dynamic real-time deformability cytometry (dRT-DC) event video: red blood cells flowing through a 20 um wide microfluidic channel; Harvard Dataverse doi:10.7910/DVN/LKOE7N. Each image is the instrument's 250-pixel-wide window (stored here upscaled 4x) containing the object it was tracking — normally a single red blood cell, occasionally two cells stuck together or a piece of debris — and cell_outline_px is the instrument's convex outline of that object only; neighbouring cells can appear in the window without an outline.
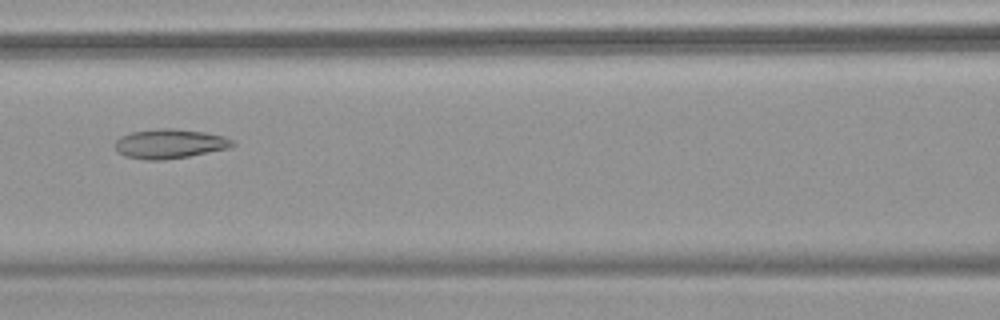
{"species": "common noctule bat (a hibernating species)", "species_latin": "Nyctalus noctula", "temperature_condition": "warm", "stored_images_in_passage": 45, "camera_frame_rate_fps": 3000, "um_per_image_px": 0.085, "animal": {"sex": "female", "body_mass_g": 18.4}, "frame": {"image": 1, "passage_image": 16, "time_ms": 5.0, "image_size_px": [1000, 320], "cell_outline_px": [[236, 144], [228, 148], [188, 156], [164, 160], [148, 160], [124, 156], [116, 152], [112, 144], [120, 136], [132, 132], [160, 128], [172, 128], [204, 132], [224, 136], [232, 140]], "centroid_in_image_um": [14.36, 12.22], "position_along_channel_um": 152.2, "area_um2": 20.23}}
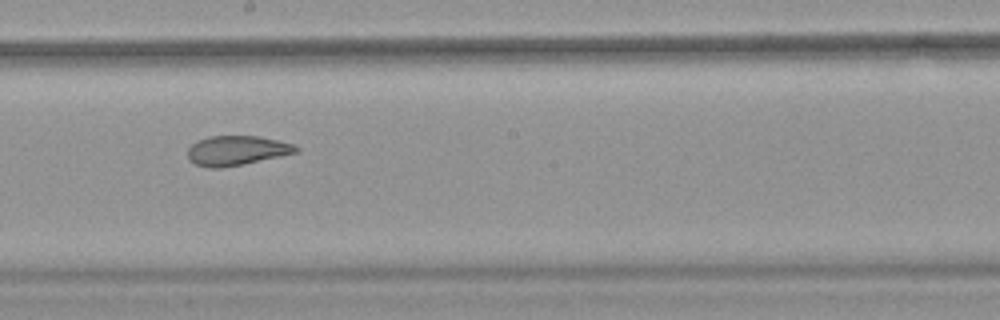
{"frame": {"image": 2, "passage_image": 22, "time_ms": 7.0, "image_size_px": [1000, 320], "cell_outline_px": [[300, 152], [244, 164], [220, 168], [208, 168], [196, 164], [188, 160], [188, 148], [192, 144], [208, 136], [256, 136], [296, 144], [300, 148]], "centroid_in_image_um": [20.15, 12.8], "position_along_channel_um": 228.1, "area_um2": 18.79}}
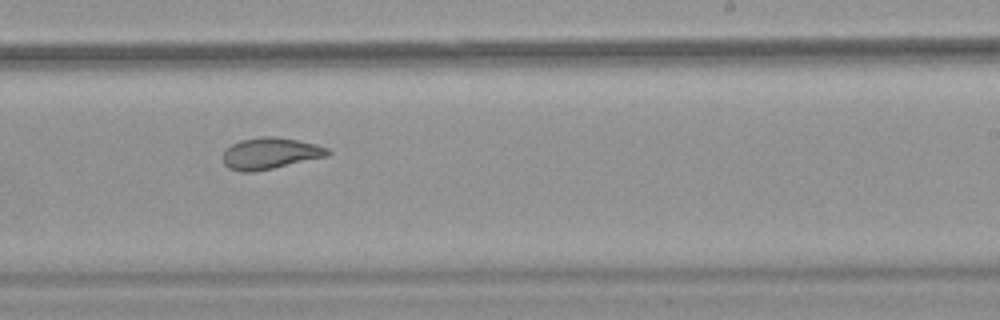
{"frame": {"image": 3, "passage_image": 25, "time_ms": 8.0, "image_size_px": [1000, 320], "cell_outline_px": [[332, 152], [328, 156], [256, 172], [240, 172], [228, 168], [224, 164], [224, 152], [232, 144], [240, 140], [260, 136], [272, 136], [296, 140], [316, 144], [328, 148]], "centroid_in_image_um": [22.98, 13.04], "position_along_channel_um": 266.0, "area_um2": 19.25}, "authors_computed_cell_mechanics": {"area_um2": 22.0218, "velocity_mm_per_s": 3.8168, "shape_relaxation_time_tau1_ms": null, "shape_relaxation_time_tau2_ms": 2.0581, "deformation_change_tau1": null, "deformation_change_tau2": 0.0923}}